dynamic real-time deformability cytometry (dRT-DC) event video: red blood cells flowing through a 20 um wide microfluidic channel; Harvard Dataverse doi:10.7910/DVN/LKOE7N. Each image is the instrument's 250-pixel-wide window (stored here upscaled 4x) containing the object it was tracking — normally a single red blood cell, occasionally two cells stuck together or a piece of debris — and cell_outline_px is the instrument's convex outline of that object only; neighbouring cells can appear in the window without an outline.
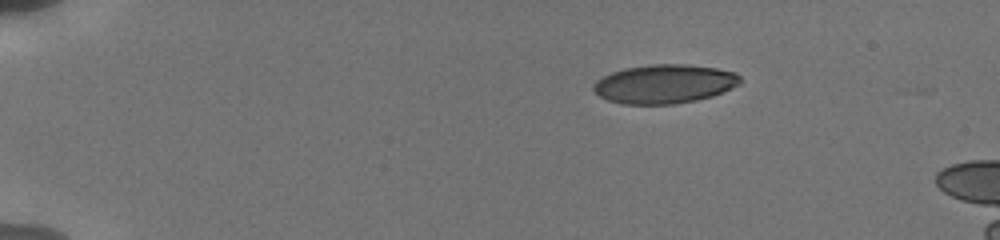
{"species": "human", "species_latin": "Homo sapiens", "temperature_condition": "cold", "stored_images_in_passage": 19, "camera_frame_rate_fps": 3000, "um_per_image_px": 0.085, "donor": {"sex": "male"}, "frame": {"image": 1, "passage_image": 1, "time_ms": 0.0, "image_size_px": [1000, 240], "cell_outline_px": [[744, 80], [740, 84], [732, 88], [712, 96], [696, 100], [676, 104], [620, 104], [608, 100], [600, 96], [592, 88], [592, 84], [596, 80], [612, 72], [624, 68], [652, 64], [688, 64], [716, 68], [736, 72]], "centroid_in_image_um": [56.5, 7.13], "position_along_channel_um": 28.5, "area_um2": 33.52}}
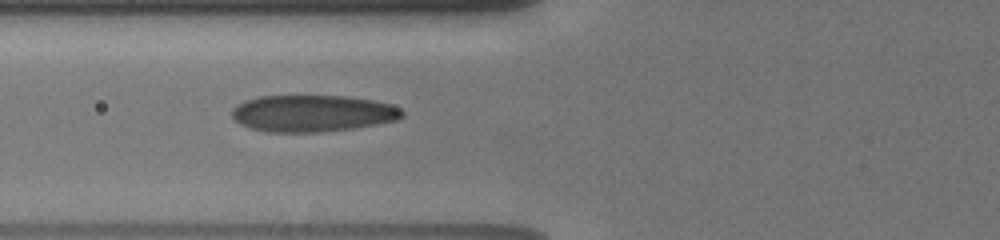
{"frame": {"image": 2, "passage_image": 16, "time_ms": 4.333, "image_size_px": [1000, 240], "cell_outline_px": [[404, 116], [396, 120], [356, 128], [320, 132], [268, 132], [248, 128], [240, 124], [232, 116], [232, 108], [236, 104], [244, 100], [260, 96], [348, 96], [372, 100], [392, 104], [400, 108], [404, 112]], "centroid_in_image_um": [26.56, 9.63], "position_along_channel_um": 99.2, "area_um2": 36.7}}
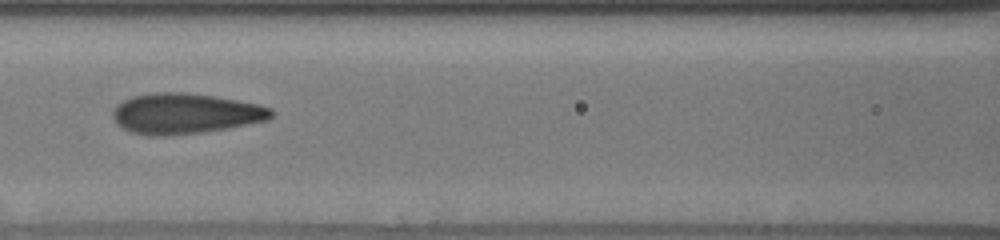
{"frame": {"image": 3, "passage_image": 18, "time_ms": 5.667, "image_size_px": [1000, 240], "cell_outline_px": [[276, 112], [268, 120], [228, 128], [200, 132], [168, 136], [148, 136], [132, 132], [124, 128], [112, 116], [112, 112], [116, 104], [132, 96], [156, 92], [184, 92], [212, 96], [260, 104], [272, 108]], "centroid_in_image_um": [15.77, 9.65], "position_along_channel_um": 150.8, "area_um2": 37.4}}